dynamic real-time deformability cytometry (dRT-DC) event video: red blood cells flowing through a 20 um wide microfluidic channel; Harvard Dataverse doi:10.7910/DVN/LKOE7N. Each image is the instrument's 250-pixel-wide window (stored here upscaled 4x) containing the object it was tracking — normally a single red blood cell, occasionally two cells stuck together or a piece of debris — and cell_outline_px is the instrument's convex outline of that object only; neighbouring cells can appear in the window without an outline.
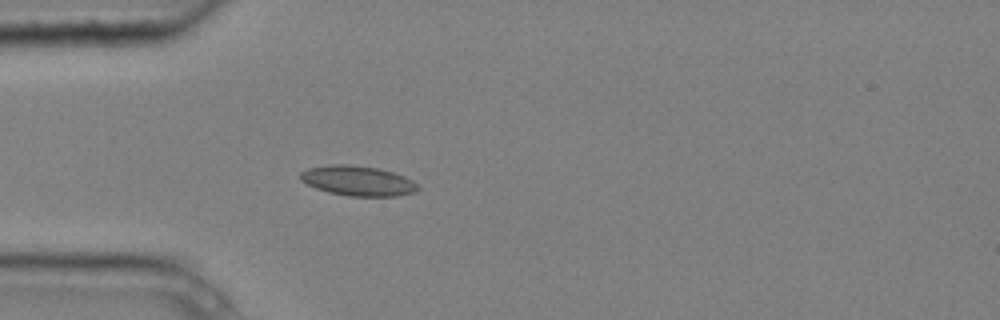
{"species": "common noctule bat (a hibernating species)", "species_latin": "Nyctalus noctula", "temperature_condition": "cold", "stored_images_in_passage": 4, "camera_frame_rate_fps": 3000, "um_per_image_px": 0.085, "animal": {"sex": "male", "body_mass_g": 20.4}, "frame": {"image": 1, "passage_image": 4, "time_ms": 1.0, "image_size_px": [1000, 320], "cell_outline_px": [[420, 188], [416, 192], [396, 196], [348, 196], [328, 192], [316, 188], [300, 180], [300, 172], [308, 168], [328, 164], [348, 164], [376, 168], [392, 172], [404, 176], [412, 180]], "centroid_in_image_um": [30.4, 15.37], "position_along_channel_um": 54.6, "area_um2": 20.52}}